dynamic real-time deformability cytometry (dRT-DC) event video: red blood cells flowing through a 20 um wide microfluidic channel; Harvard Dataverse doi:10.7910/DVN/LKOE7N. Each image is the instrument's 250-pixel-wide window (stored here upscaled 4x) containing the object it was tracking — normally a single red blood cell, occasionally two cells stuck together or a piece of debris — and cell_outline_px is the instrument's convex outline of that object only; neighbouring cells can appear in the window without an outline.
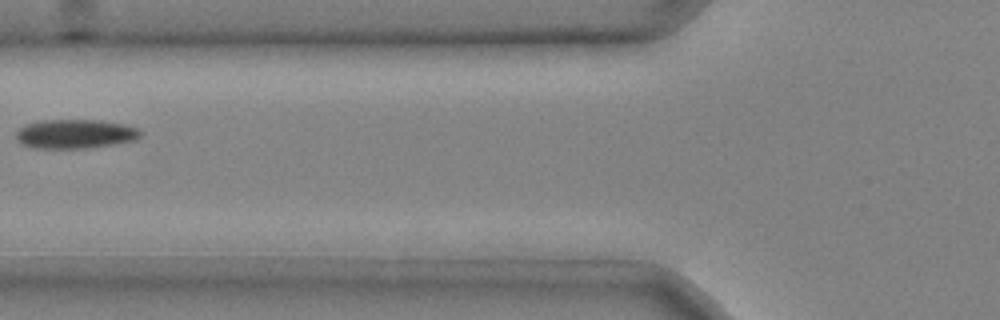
{"species": "common noctule bat (a hibernating species)", "species_latin": "Nyctalus noctula", "temperature_condition": "cold", "stored_images_in_passage": 2, "camera_frame_rate_fps": 3000, "um_per_image_px": 0.085, "animal": {"sex": "male", "body_mass_g": 20.4}, "frame": {"image": 1, "passage_image": 2, "time_ms": 0.333, "image_size_px": [1000, 320], "cell_outline_px": [[140, 136], [136, 140], [116, 144], [88, 148], [36, 148], [20, 144], [16, 140], [16, 132], [24, 124], [44, 120], [96, 120], [124, 124], [136, 128], [140, 132]], "centroid_in_image_um": [6.36, 11.39], "position_along_channel_um": 119.4, "area_um2": 21.15}}